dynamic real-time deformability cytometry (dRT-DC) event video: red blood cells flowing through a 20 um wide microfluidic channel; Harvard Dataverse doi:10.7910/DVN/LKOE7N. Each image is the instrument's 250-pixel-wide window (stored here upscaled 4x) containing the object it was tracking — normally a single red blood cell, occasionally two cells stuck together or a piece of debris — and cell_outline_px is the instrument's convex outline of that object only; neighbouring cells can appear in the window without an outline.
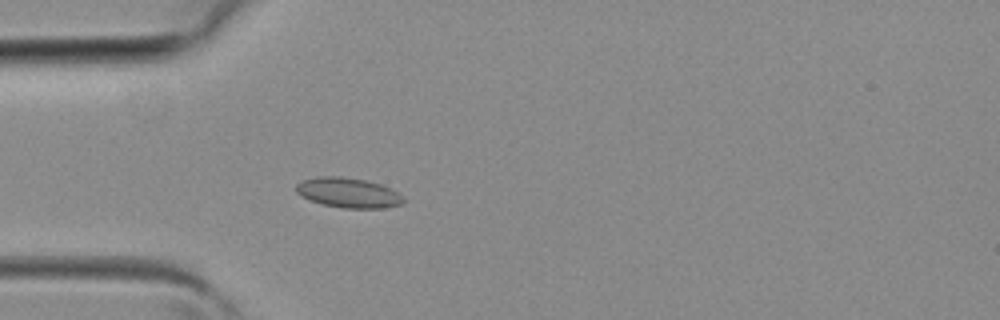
{"species": "common noctule bat (a hibernating species)", "species_latin": "Nyctalus noctula", "temperature_condition": "room temperature", "stored_images_in_passage": 31, "camera_frame_rate_fps": 3000, "um_per_image_px": 0.085, "animal": {"sex": "female", "body_mass_g": 19.3, "forearm_length_mm": 54.1}, "frame": {"image": 1, "passage_image": 3, "time_ms": 0.667, "image_size_px": [1000, 320], "cell_outline_px": [[404, 200], [400, 204], [384, 208], [344, 208], [324, 204], [312, 200], [296, 192], [296, 184], [300, 180], [316, 176], [340, 176], [364, 180], [380, 184], [392, 188], [404, 196]], "centroid_in_image_um": [29.62, 16.36], "position_along_channel_um": 55.4, "area_um2": 18.67}}
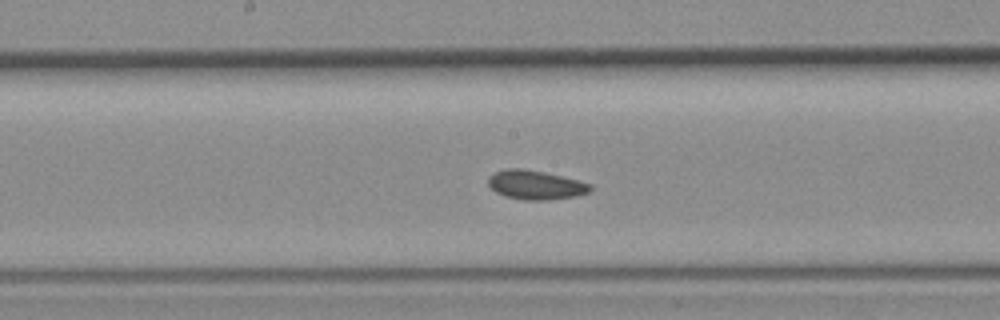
{"frame": {"image": 2, "passage_image": 12, "time_ms": 3.667, "image_size_px": [1000, 320], "cell_outline_px": [[592, 188], [588, 192], [576, 196], [548, 200], [524, 200], [504, 196], [496, 192], [488, 184], [488, 176], [496, 172], [508, 168], [524, 168], [544, 172], [592, 184]], "centroid_in_image_um": [45.5, 15.72], "position_along_channel_um": 202.7, "area_um2": 17.22}}
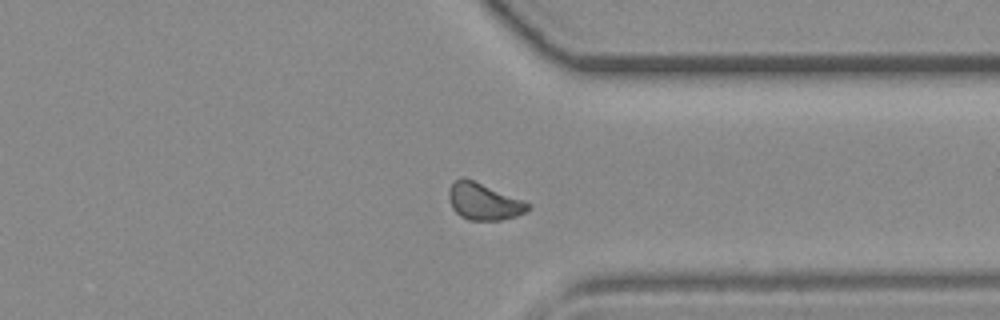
{"frame": {"image": 3, "passage_image": 22, "time_ms": 7.0, "image_size_px": [1000, 320], "cell_outline_px": [[532, 208], [516, 216], [500, 220], [468, 220], [460, 216], [452, 208], [448, 196], [448, 192], [452, 184], [460, 176], [464, 176], [524, 200], [532, 204]], "centroid_in_image_um": [41.13, 17.12], "position_along_channel_um": 370.3, "area_um2": 17.17}}